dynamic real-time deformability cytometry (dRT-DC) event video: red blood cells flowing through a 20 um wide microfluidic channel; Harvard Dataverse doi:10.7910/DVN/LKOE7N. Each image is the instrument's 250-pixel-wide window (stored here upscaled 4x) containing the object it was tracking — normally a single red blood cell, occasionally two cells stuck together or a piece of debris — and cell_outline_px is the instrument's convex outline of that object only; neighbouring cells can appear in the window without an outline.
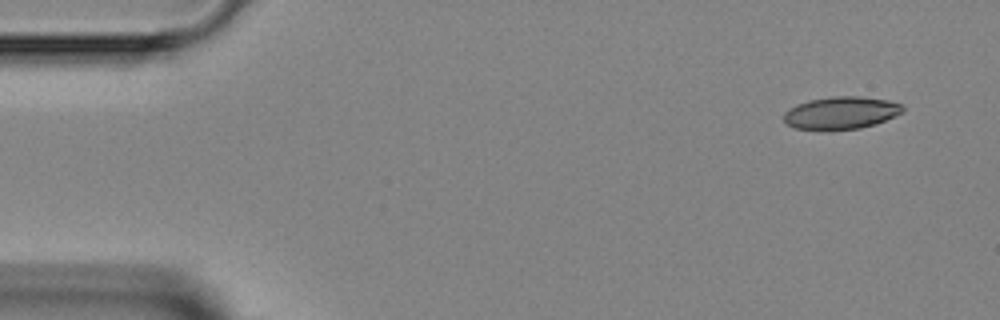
{"species": "Egyptian fruit bat (a non-hibernating species)", "species_latin": "Rousettus aegyptiacus", "temperature_condition": "room temperature", "stored_images_in_passage": 4, "camera_frame_rate_fps": 3000, "um_per_image_px": 0.085, "animal": {"sex": "female"}, "frame": {"image": 1, "passage_image": 1, "time_ms": 0.0, "image_size_px": [1000, 320], "cell_outline_px": [[904, 112], [876, 124], [860, 128], [828, 132], [796, 128], [788, 124], [784, 120], [784, 112], [796, 104], [808, 100], [832, 96], [860, 96], [888, 100], [900, 104], [904, 108]], "centroid_in_image_um": [71.47, 9.61], "position_along_channel_um": 13.5, "area_um2": 23.0}}
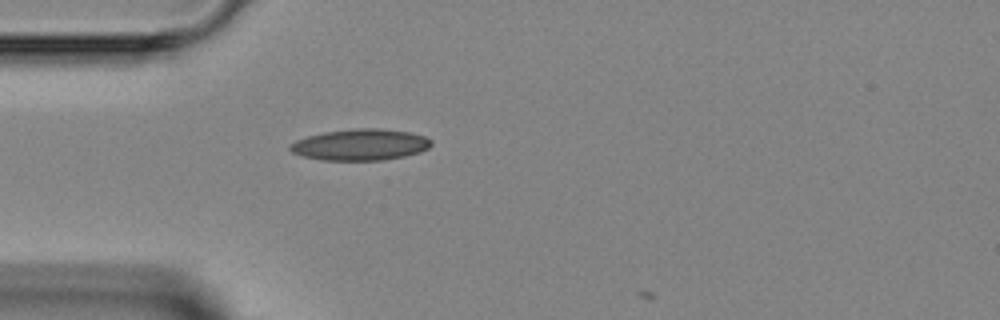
{"frame": {"image": 2, "passage_image": 4, "time_ms": 3.333, "image_size_px": [1000, 320], "cell_outline_px": [[432, 144], [428, 148], [420, 152], [404, 156], [384, 160], [324, 160], [304, 156], [292, 152], [288, 148], [296, 140], [308, 136], [324, 132], [356, 128], [380, 128], [408, 132], [424, 136], [432, 140]], "centroid_in_image_um": [30.65, 12.29], "position_along_channel_um": 54.3, "area_um2": 25.61}}